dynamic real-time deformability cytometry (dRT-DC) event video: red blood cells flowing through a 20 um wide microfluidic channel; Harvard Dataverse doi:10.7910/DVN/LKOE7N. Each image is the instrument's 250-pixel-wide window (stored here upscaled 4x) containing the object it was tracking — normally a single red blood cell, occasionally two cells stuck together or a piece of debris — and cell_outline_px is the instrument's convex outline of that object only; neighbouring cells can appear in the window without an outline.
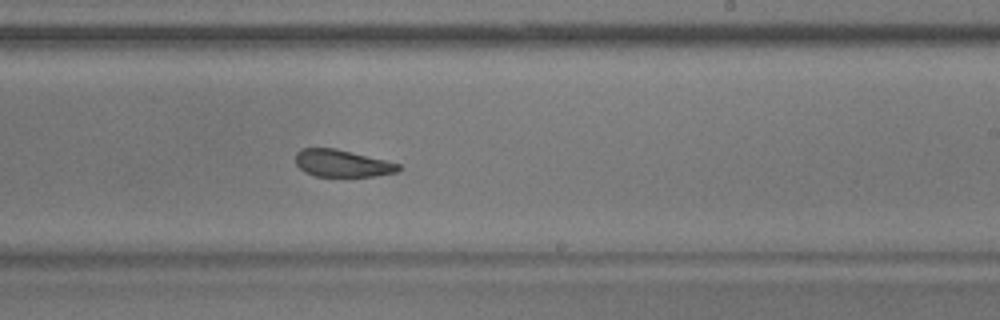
{"species": "common noctule bat (a hibernating species)", "species_latin": "Nyctalus noctula", "temperature_condition": "warm", "stored_images_in_passage": 45, "camera_frame_rate_fps": 3000, "um_per_image_px": 0.085, "animal": {"sex": "male", "body_mass_g": 17.9}, "frame": {"image": 1, "passage_image": 26, "time_ms": 8.333, "image_size_px": [1000, 320], "cell_outline_px": [[404, 168], [396, 172], [372, 176], [316, 176], [304, 172], [296, 164], [296, 152], [304, 148], [336, 148], [400, 164]], "centroid_in_image_um": [29.08, 13.88], "position_along_channel_um": 259.9, "area_um2": 16.18}, "authors_computed_cell_mechanics": {"area_um2": 18.0336, "velocity_mm_per_s": 3.5729, "shape_relaxation_time_tau1_ms": 4.8633, "shape_relaxation_time_tau2_ms": 2.5396, "deformation_change_tau1": 0.1161, "deformation_change_tau2": 0.0913}}